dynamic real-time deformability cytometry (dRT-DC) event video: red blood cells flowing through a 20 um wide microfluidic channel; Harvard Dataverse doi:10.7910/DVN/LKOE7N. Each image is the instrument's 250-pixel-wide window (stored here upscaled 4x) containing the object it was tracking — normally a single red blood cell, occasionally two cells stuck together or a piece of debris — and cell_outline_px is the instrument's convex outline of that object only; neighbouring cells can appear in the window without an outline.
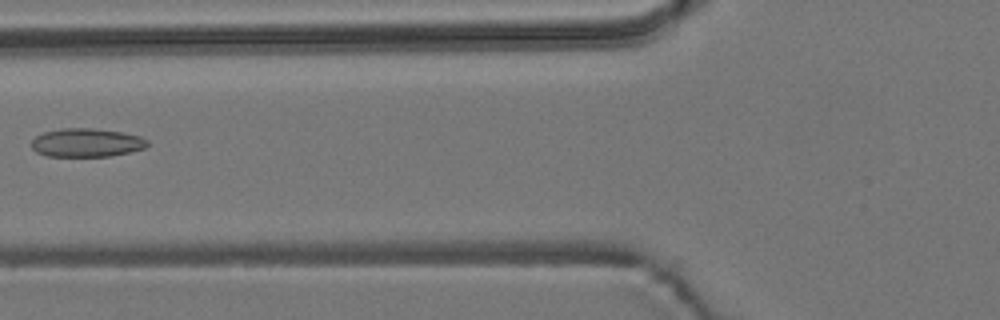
{"species": "common noctule bat (a hibernating species)", "species_latin": "Nyctalus noctula", "temperature_condition": "room temperature", "stored_images_in_passage": 4, "camera_frame_rate_fps": 3000, "um_per_image_px": 0.085, "animal": {"sex": "male", "body_mass_g": 19.2, "forearm_length_mm": 51.8}, "frame": {"image": 1, "passage_image": 3, "time_ms": 2.333, "image_size_px": [1000, 320], "cell_outline_px": [[148, 144], [144, 148], [128, 152], [108, 156], [48, 156], [36, 152], [32, 148], [32, 140], [36, 136], [44, 132], [60, 128], [92, 128], [124, 132], [140, 136], [148, 140]], "centroid_in_image_um": [7.35, 12.11], "position_along_channel_um": 118.5, "area_um2": 19.25}}
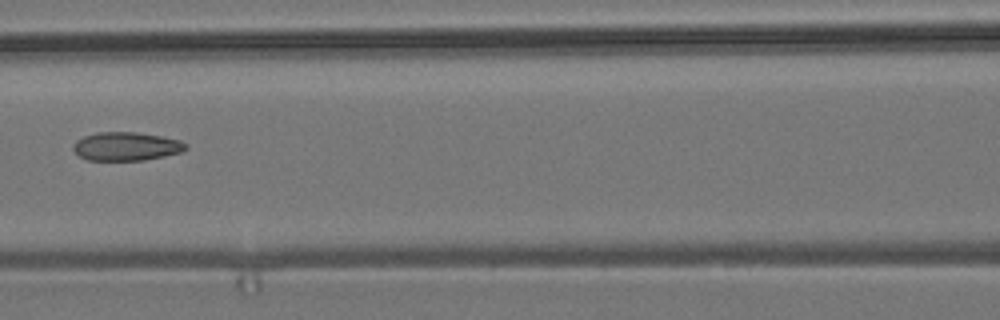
{"frame": {"image": 2, "passage_image": 4, "time_ms": 3.333, "image_size_px": [1000, 320], "cell_outline_px": [[188, 148], [180, 152], [164, 156], [144, 160], [88, 160], [80, 156], [72, 148], [72, 144], [76, 140], [84, 136], [96, 132], [136, 132], [160, 136], [180, 140], [188, 144]], "centroid_in_image_um": [10.72, 12.43], "position_along_channel_um": 155.9, "area_um2": 18.73}}